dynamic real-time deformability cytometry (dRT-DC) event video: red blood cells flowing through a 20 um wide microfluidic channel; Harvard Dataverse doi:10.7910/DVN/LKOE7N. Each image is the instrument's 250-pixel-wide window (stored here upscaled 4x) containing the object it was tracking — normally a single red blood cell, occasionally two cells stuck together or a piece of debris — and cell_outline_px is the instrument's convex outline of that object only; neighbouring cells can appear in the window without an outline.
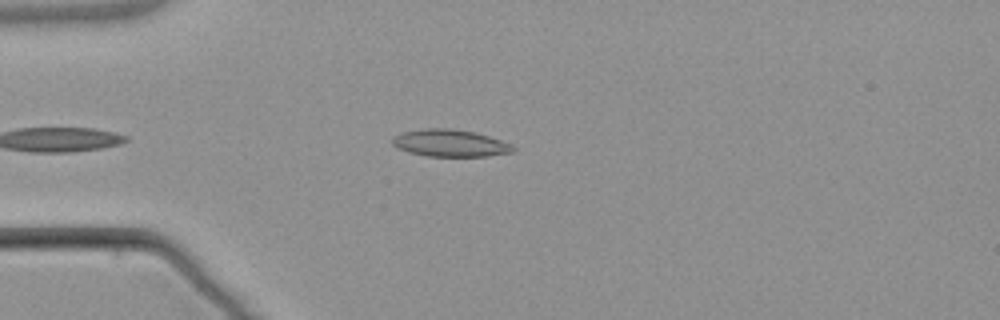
{"species": "common noctule bat (a hibernating species)", "species_latin": "Nyctalus noctula", "temperature_condition": "warm", "stored_images_in_passage": 6, "camera_frame_rate_fps": 3000, "um_per_image_px": 0.085, "animal": {"sex": "male", "body_mass_g": 21.5, "forearm_length_mm": 52.0}, "frame": {"image": 1, "passage_image": 4, "time_ms": 4.333, "image_size_px": [1000, 320], "cell_outline_px": [[516, 152], [488, 156], [428, 156], [408, 152], [396, 148], [392, 144], [392, 136], [400, 132], [424, 128], [448, 128], [476, 132], [512, 144], [516, 148]], "centroid_in_image_um": [38.24, 12.16], "position_along_channel_um": 46.8, "area_um2": 19.36}}
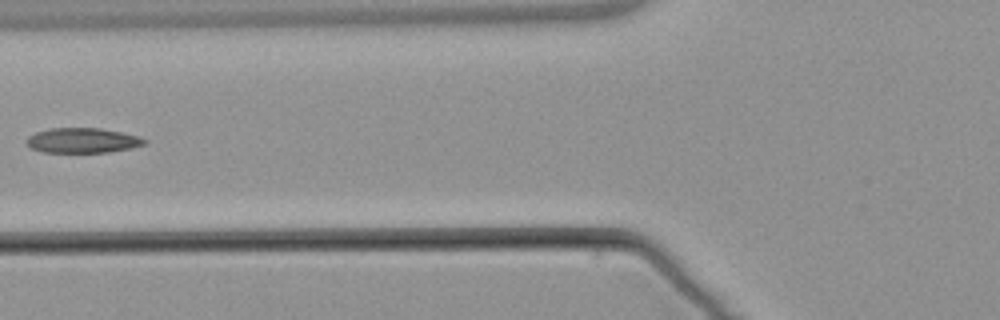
{"frame": {"image": 2, "passage_image": 6, "time_ms": 6.667, "image_size_px": [1000, 320], "cell_outline_px": [[148, 140], [144, 144], [132, 148], [108, 152], [40, 152], [28, 148], [24, 140], [28, 136], [36, 132], [48, 128], [100, 128], [124, 132], [140, 136]], "centroid_in_image_um": [6.98, 11.93], "position_along_channel_um": 118.8, "area_um2": 17.51}}